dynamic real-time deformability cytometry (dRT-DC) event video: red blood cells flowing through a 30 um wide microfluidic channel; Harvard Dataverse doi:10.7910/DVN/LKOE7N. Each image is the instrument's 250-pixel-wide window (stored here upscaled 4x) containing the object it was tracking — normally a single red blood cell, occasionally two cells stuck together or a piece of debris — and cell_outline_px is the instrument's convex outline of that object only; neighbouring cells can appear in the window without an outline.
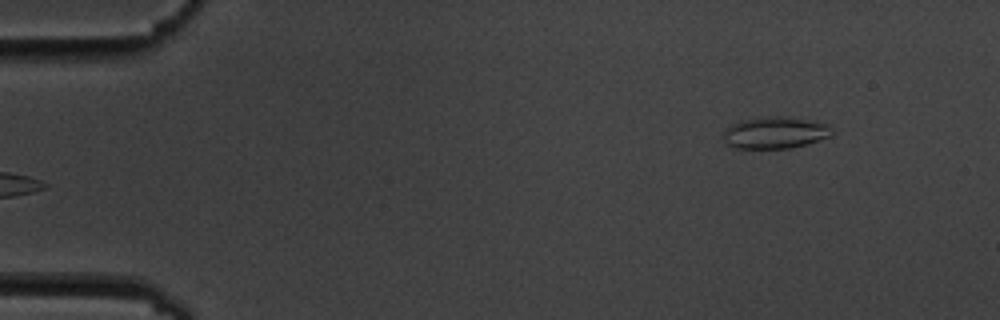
{"species": "common noctule bat (a hibernating species)", "species_latin": "Nyctalus noctula", "temperature_condition": "cold", "stored_images_in_passage": 5, "segment_of_instrument_passage": [2, 2], "camera_frame_rate_fps": 3000, "um_per_image_px": 0.085, "animal": {"sex": "male", "body_mass_g": 19.5, "forearm_length_mm": 54.6}, "frame": {"image": 1, "passage_image": 5, "time_ms": 5.667, "image_size_px": [1000, 320], "cell_outline_px": [[836, 132], [832, 136], [792, 148], [736, 148], [728, 144], [724, 140], [724, 132], [732, 124], [740, 120], [768, 116], [784, 116], [828, 124]], "centroid_in_image_um": [65.93, 11.27], "position_along_channel_um": 19.1, "area_um2": 20.06}}